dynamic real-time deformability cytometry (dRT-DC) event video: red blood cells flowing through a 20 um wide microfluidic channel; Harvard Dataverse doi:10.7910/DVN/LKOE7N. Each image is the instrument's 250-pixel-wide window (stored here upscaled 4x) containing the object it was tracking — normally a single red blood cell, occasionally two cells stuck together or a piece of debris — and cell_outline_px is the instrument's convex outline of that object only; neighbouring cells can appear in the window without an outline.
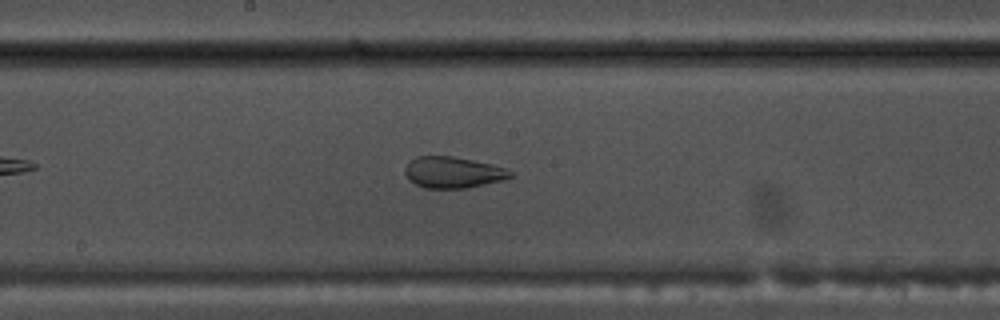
{"species": "common noctule bat (a hibernating species)", "species_latin": "Nyctalus noctula", "temperature_condition": "warm", "stored_images_in_passage": 45, "segment_of_instrument_passage": [1, 2], "camera_frame_rate_fps": 3000, "um_per_image_px": 0.085, "animal": {"sex": "male", "body_mass_g": 17.5, "forearm_length_mm": 52.3}, "frame": {"image": 1, "passage_image": 19, "time_ms": 6.0, "image_size_px": [1000, 320], "cell_outline_px": [[516, 176], [504, 180], [468, 188], [424, 188], [408, 180], [404, 172], [404, 168], [416, 156], [452, 156], [492, 164], [504, 168], [512, 172]], "centroid_in_image_um": [38.52, 14.66], "position_along_channel_um": 209.7, "area_um2": 19.31}}
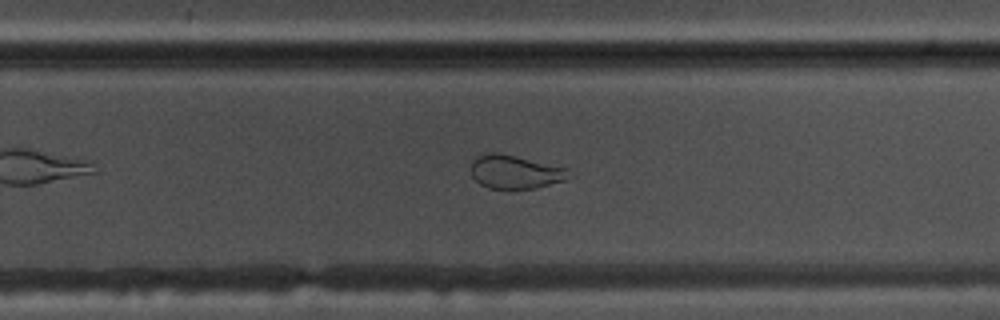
{"frame": {"image": 2, "passage_image": 25, "time_ms": 8.0, "image_size_px": [1000, 320], "cell_outline_px": [[576, 176], [564, 180], [536, 188], [488, 188], [480, 184], [472, 176], [472, 160], [476, 156], [492, 152], [500, 152], [568, 168]], "centroid_in_image_um": [43.84, 14.6], "position_along_channel_um": 286.0, "area_um2": 19.31}}
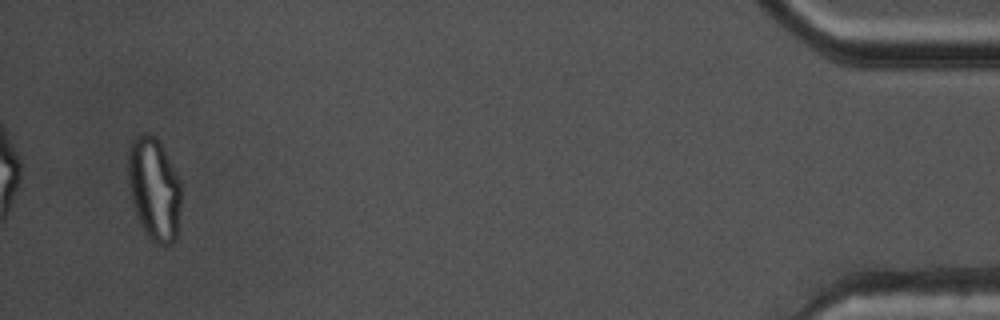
{"frame": {"image": 3, "passage_image": 42, "time_ms": 13.667, "image_size_px": [1000, 320], "cell_outline_px": [[180, 204], [176, 240], [172, 244], [156, 244], [144, 232], [136, 216], [132, 204], [128, 184], [128, 152], [132, 140], [136, 136], [144, 132], [148, 132], [160, 144], [180, 180]], "centroid_in_image_um": [13.07, 16.09], "position_along_channel_um": 422.1, "area_um2": 31.73}}